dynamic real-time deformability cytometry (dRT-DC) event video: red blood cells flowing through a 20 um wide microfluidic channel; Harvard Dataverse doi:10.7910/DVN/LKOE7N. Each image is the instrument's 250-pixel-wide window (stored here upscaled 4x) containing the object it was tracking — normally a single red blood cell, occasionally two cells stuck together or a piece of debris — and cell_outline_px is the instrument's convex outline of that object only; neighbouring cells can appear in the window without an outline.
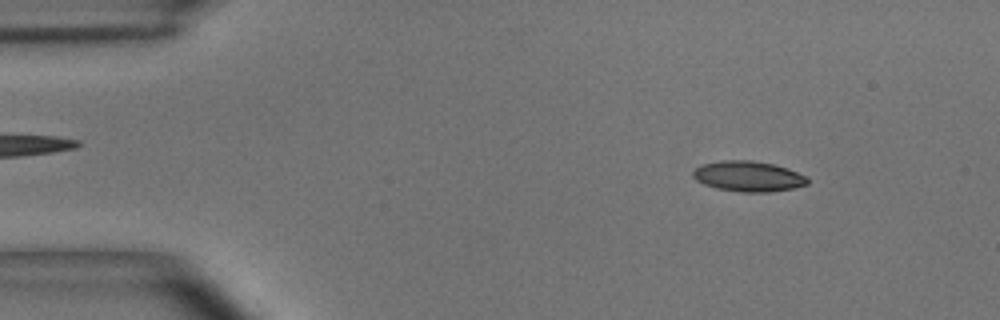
{"species": "common noctule bat (a hibernating species)", "species_latin": "Nyctalus noctula", "temperature_condition": "room temperature", "stored_images_in_passage": 53, "camera_frame_rate_fps": 3000, "um_per_image_px": 0.085, "animal": {"sex": "male", "body_mass_g": 15.6}, "frame": {"image": 1, "passage_image": 6, "time_ms": 1.667, "image_size_px": [1000, 320], "cell_outline_px": [[808, 184], [792, 188], [772, 192], [740, 192], [716, 188], [704, 184], [696, 180], [692, 176], [692, 172], [700, 164], [720, 160], [752, 160], [772, 164], [788, 168], [808, 176]], "centroid_in_image_um": [63.6, 14.98], "position_along_channel_um": 21.4, "area_um2": 20.52}}
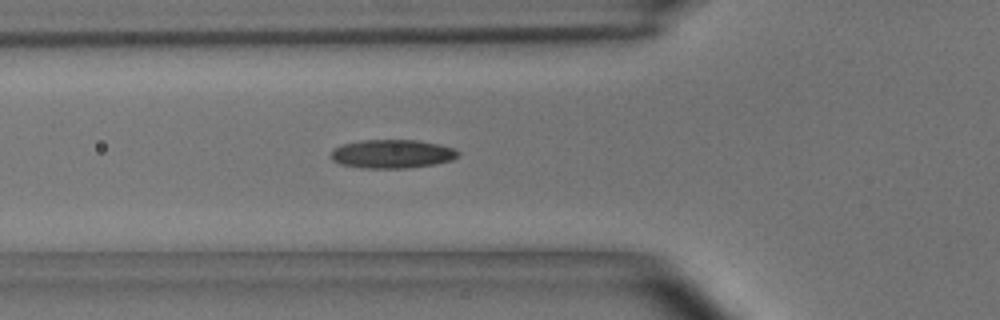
{"frame": {"image": 2, "passage_image": 18, "time_ms": 5.667, "image_size_px": [1000, 320], "cell_outline_px": [[460, 152], [452, 160], [432, 164], [404, 168], [360, 168], [340, 164], [332, 160], [332, 152], [336, 148], [344, 144], [364, 140], [420, 140], [440, 144], [456, 148]], "centroid_in_image_um": [33.37, 13.08], "position_along_channel_um": 92.4, "area_um2": 21.1}}
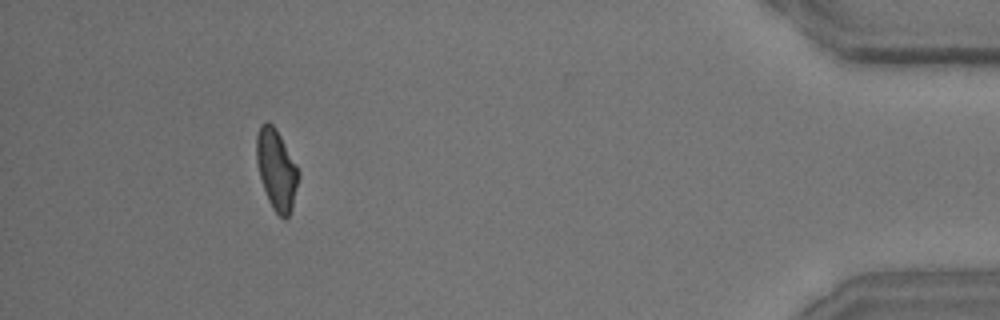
{"frame": {"image": 3, "passage_image": 49, "time_ms": 16.0, "image_size_px": [1000, 320], "cell_outline_px": [[300, 176], [292, 208], [288, 216], [284, 220], [272, 208], [268, 200], [260, 176], [256, 160], [256, 136], [260, 124], [268, 120], [276, 128], [296, 164], [300, 172]], "centroid_in_image_um": [23.5, 14.39], "position_along_channel_um": 411.7, "area_um2": 19.77}, "authors_computed_cell_mechanics": {"area_um2": 20.1144, "velocity_mm_per_s": 3.6743, "shape_relaxation_time_tau1_ms": 6.6836, "shape_relaxation_time_tau2_ms": 2.5734, "deformation_change_tau1": 0.175, "deformation_change_tau2": 0.0965}}